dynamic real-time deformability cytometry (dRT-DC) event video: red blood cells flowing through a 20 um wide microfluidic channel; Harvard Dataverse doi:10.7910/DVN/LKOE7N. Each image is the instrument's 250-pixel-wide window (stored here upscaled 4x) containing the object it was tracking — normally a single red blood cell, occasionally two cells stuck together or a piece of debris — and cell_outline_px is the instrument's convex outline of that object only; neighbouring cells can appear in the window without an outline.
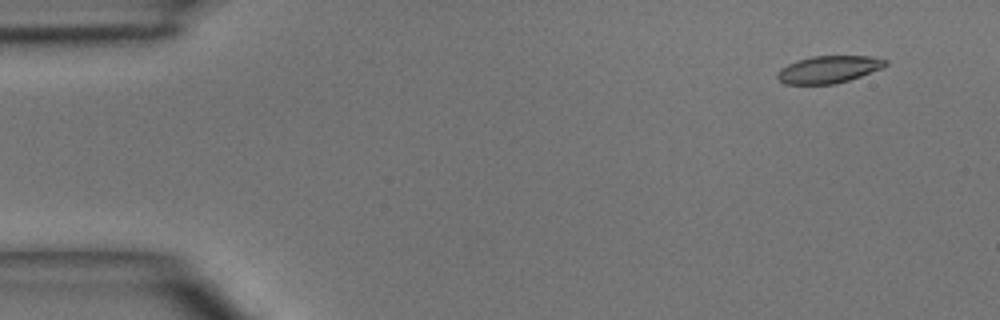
{"species": "common noctule bat (a hibernating species)", "species_latin": "Nyctalus noctula", "temperature_condition": "room temperature", "stored_images_in_passage": 6, "camera_frame_rate_fps": 3000, "um_per_image_px": 0.085, "animal": {"sex": "male", "body_mass_g": 15.6}, "frame": {"image": 1, "passage_image": 2, "time_ms": 1.0, "image_size_px": [1000, 320], "cell_outline_px": [[888, 64], [884, 68], [848, 80], [832, 84], [784, 84], [776, 76], [780, 68], [796, 60], [812, 56], [868, 56], [888, 60]], "centroid_in_image_um": [70.44, 5.89], "position_along_channel_um": 14.6, "area_um2": 17.17}}
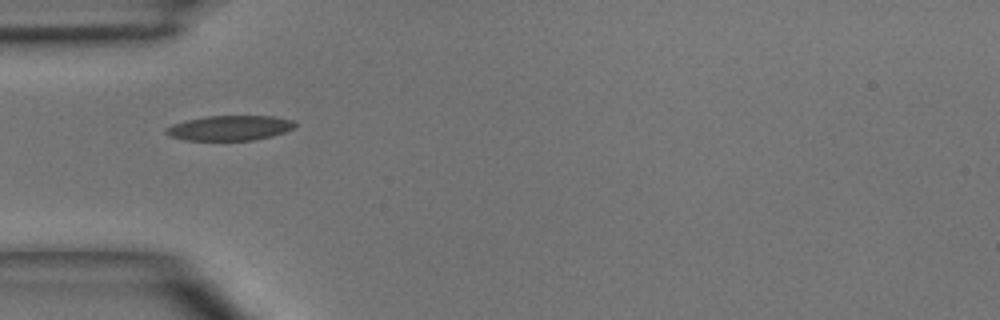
{"frame": {"image": 2, "passage_image": 5, "time_ms": 4.667, "image_size_px": [1000, 320], "cell_outline_px": [[296, 124], [292, 128], [284, 132], [272, 136], [252, 140], [184, 140], [168, 136], [164, 132], [164, 128], [172, 124], [184, 120], [208, 116], [272, 116], [292, 120]], "centroid_in_image_um": [19.45, 10.88], "position_along_channel_um": 65.5, "area_um2": 18.79}}
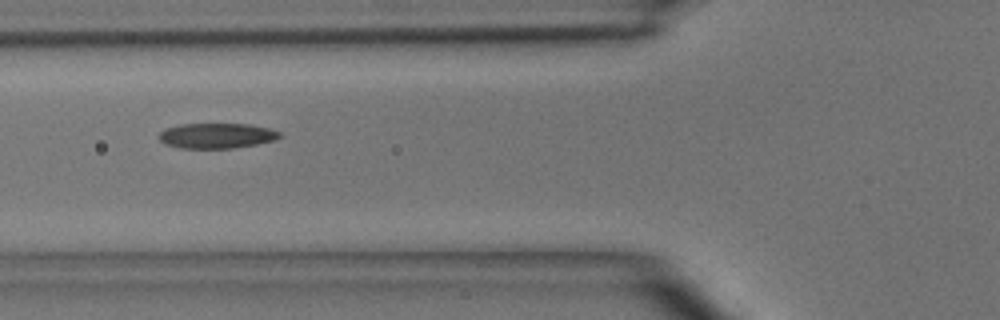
{"frame": {"image": 3, "passage_image": 6, "time_ms": 5.667, "image_size_px": [1000, 320], "cell_outline_px": [[284, 136], [276, 140], [256, 144], [232, 148], [180, 148], [164, 144], [160, 140], [160, 132], [164, 128], [180, 124], [248, 124], [272, 128], [280, 132]], "centroid_in_image_um": [18.46, 11.53], "position_along_channel_um": 107.3, "area_um2": 17.92}}